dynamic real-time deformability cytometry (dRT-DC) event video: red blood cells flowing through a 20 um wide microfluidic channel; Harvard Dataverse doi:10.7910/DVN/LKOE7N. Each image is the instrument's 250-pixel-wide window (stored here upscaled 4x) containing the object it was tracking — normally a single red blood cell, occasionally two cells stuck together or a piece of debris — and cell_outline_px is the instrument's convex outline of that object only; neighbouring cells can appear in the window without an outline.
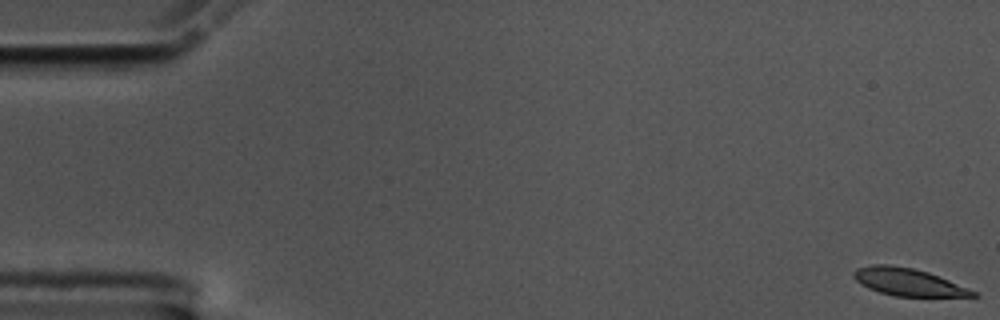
{"species": "common noctule bat (a hibernating species)", "species_latin": "Nyctalus noctula", "temperature_condition": "cold", "stored_images_in_passage": 57, "camera_frame_rate_fps": 3000, "um_per_image_px": 0.085, "animal": {"sex": "male", "body_mass_g": 17.5, "forearm_length_mm": 52.3}, "frame": {"image": 1, "passage_image": 1, "time_ms": 0.0, "image_size_px": [1000, 320], "cell_outline_px": [[980, 296], [896, 296], [880, 292], [868, 288], [860, 284], [852, 276], [852, 272], [856, 268], [872, 264], [888, 264], [912, 268], [928, 272], [948, 280], [976, 292]], "centroid_in_image_um": [77.12, 23.96], "position_along_channel_um": 7.9, "area_um2": 18.84}}
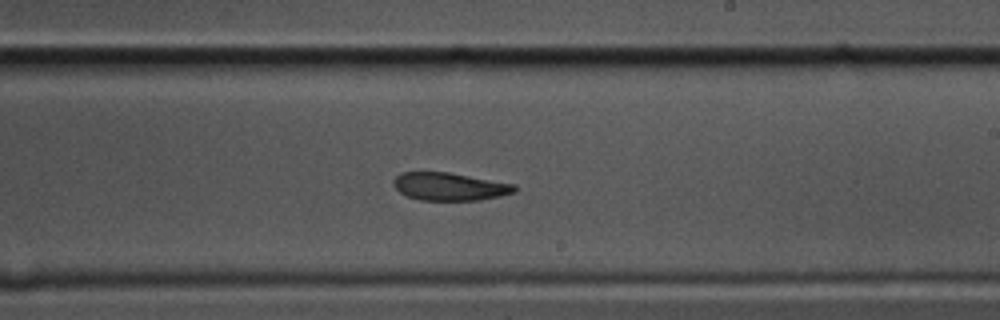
{"frame": {"image": 2, "passage_image": 34, "time_ms": 11.0, "image_size_px": [1000, 320], "cell_outline_px": [[520, 188], [516, 192], [500, 196], [480, 200], [420, 200], [408, 196], [400, 192], [392, 184], [392, 180], [400, 172], [448, 172], [516, 184]], "centroid_in_image_um": [38.25, 15.85], "position_along_channel_um": 250.7, "area_um2": 19.83}}
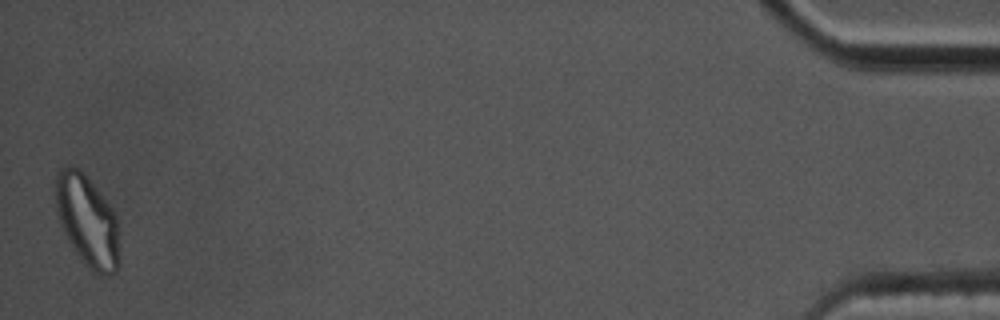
{"frame": {"image": 3, "passage_image": 57, "time_ms": 18.667, "image_size_px": [1000, 320], "cell_outline_px": [[120, 268], [116, 272], [108, 276], [100, 276], [92, 272], [84, 264], [72, 248], [60, 224], [56, 212], [56, 172], [64, 168], [80, 168], [84, 172], [112, 208], [116, 216], [120, 260]], "centroid_in_image_um": [7.45, 18.84], "position_along_channel_um": 427.8, "area_um2": 34.28}, "authors_computed_cell_mechanics": {"area_um2": 20.9236, "velocity_mm_per_s": 3.5097, "shape_relaxation_time_tau1_ms": null, "shape_relaxation_time_tau2_ms": 4.9309, "deformation_change_tau1": null, "deformation_change_tau2": 0.1194}}